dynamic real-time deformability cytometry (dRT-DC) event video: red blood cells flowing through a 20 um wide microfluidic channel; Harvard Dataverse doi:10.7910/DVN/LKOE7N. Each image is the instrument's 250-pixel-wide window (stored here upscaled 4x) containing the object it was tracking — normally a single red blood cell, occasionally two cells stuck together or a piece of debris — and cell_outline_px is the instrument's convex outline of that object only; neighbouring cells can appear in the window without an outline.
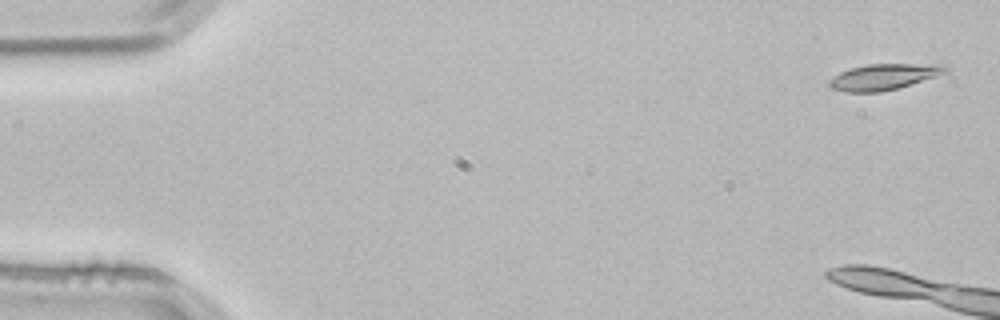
{"species": "common noctule bat (a hibernating species)", "species_latin": "Nyctalus noctula", "temperature_condition": "room temperature", "stored_images_in_passage": 4, "camera_frame_rate_fps": 3000, "um_per_image_px": 0.085, "animal": {"sex": "male", "body_mass_g": 21.5, "forearm_length_mm": 52.0}, "frame": {"image": 1, "passage_image": 1, "time_ms": 0.0, "image_size_px": [1000, 320], "cell_outline_px": [[948, 72], [896, 88], [880, 92], [844, 92], [832, 88], [828, 84], [828, 80], [832, 76], [840, 72], [852, 68], [868, 64], [944, 64], [948, 68]], "centroid_in_image_um": [75.08, 6.52], "position_along_channel_um": 9.9, "area_um2": 17.4}}